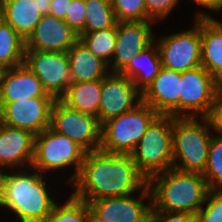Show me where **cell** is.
I'll return each mask as SVG.
<instances>
[{"label": "cell", "mask_w": 222, "mask_h": 222, "mask_svg": "<svg viewBox=\"0 0 222 222\" xmlns=\"http://www.w3.org/2000/svg\"><path fill=\"white\" fill-rule=\"evenodd\" d=\"M147 180L138 172L130 152H86L80 172L71 184L72 195L89 203L106 197L138 193Z\"/></svg>", "instance_id": "cell-1"}, {"label": "cell", "mask_w": 222, "mask_h": 222, "mask_svg": "<svg viewBox=\"0 0 222 222\" xmlns=\"http://www.w3.org/2000/svg\"><path fill=\"white\" fill-rule=\"evenodd\" d=\"M45 179L32 167L1 172L0 207L11 211L20 222H44L57 202L50 196Z\"/></svg>", "instance_id": "cell-2"}, {"label": "cell", "mask_w": 222, "mask_h": 222, "mask_svg": "<svg viewBox=\"0 0 222 222\" xmlns=\"http://www.w3.org/2000/svg\"><path fill=\"white\" fill-rule=\"evenodd\" d=\"M147 185L152 196V210L197 214L210 189L202 173L171 168L152 176Z\"/></svg>", "instance_id": "cell-3"}, {"label": "cell", "mask_w": 222, "mask_h": 222, "mask_svg": "<svg viewBox=\"0 0 222 222\" xmlns=\"http://www.w3.org/2000/svg\"><path fill=\"white\" fill-rule=\"evenodd\" d=\"M199 119L198 117H173L174 169L204 173L213 125L210 117H199Z\"/></svg>", "instance_id": "cell-4"}, {"label": "cell", "mask_w": 222, "mask_h": 222, "mask_svg": "<svg viewBox=\"0 0 222 222\" xmlns=\"http://www.w3.org/2000/svg\"><path fill=\"white\" fill-rule=\"evenodd\" d=\"M172 130L173 116L159 115L132 152L138 172L147 181L173 168Z\"/></svg>", "instance_id": "cell-5"}, {"label": "cell", "mask_w": 222, "mask_h": 222, "mask_svg": "<svg viewBox=\"0 0 222 222\" xmlns=\"http://www.w3.org/2000/svg\"><path fill=\"white\" fill-rule=\"evenodd\" d=\"M85 154L86 151L76 142L48 127L35 135L34 157L31 167L44 175L45 172L48 174V171L55 170L57 172V170L69 169L70 166H74L75 170L66 182L71 185L80 172Z\"/></svg>", "instance_id": "cell-6"}, {"label": "cell", "mask_w": 222, "mask_h": 222, "mask_svg": "<svg viewBox=\"0 0 222 222\" xmlns=\"http://www.w3.org/2000/svg\"><path fill=\"white\" fill-rule=\"evenodd\" d=\"M159 114L141 102L134 109L107 120L101 125L100 150L132 153Z\"/></svg>", "instance_id": "cell-7"}, {"label": "cell", "mask_w": 222, "mask_h": 222, "mask_svg": "<svg viewBox=\"0 0 222 222\" xmlns=\"http://www.w3.org/2000/svg\"><path fill=\"white\" fill-rule=\"evenodd\" d=\"M194 26L165 36L155 35L162 66L184 72L201 66V17H194Z\"/></svg>", "instance_id": "cell-8"}, {"label": "cell", "mask_w": 222, "mask_h": 222, "mask_svg": "<svg viewBox=\"0 0 222 222\" xmlns=\"http://www.w3.org/2000/svg\"><path fill=\"white\" fill-rule=\"evenodd\" d=\"M217 97L215 79L203 66L181 72L179 117H210Z\"/></svg>", "instance_id": "cell-9"}, {"label": "cell", "mask_w": 222, "mask_h": 222, "mask_svg": "<svg viewBox=\"0 0 222 222\" xmlns=\"http://www.w3.org/2000/svg\"><path fill=\"white\" fill-rule=\"evenodd\" d=\"M50 127L70 138L86 152L100 150L101 124L91 114L81 113L56 99L51 110Z\"/></svg>", "instance_id": "cell-10"}, {"label": "cell", "mask_w": 222, "mask_h": 222, "mask_svg": "<svg viewBox=\"0 0 222 222\" xmlns=\"http://www.w3.org/2000/svg\"><path fill=\"white\" fill-rule=\"evenodd\" d=\"M24 64L55 99H60L72 83L67 52L25 50Z\"/></svg>", "instance_id": "cell-11"}, {"label": "cell", "mask_w": 222, "mask_h": 222, "mask_svg": "<svg viewBox=\"0 0 222 222\" xmlns=\"http://www.w3.org/2000/svg\"><path fill=\"white\" fill-rule=\"evenodd\" d=\"M136 198L130 194L121 197H106L91 200L90 209L106 222H149L152 210V196L146 184ZM148 200L144 204V201Z\"/></svg>", "instance_id": "cell-12"}, {"label": "cell", "mask_w": 222, "mask_h": 222, "mask_svg": "<svg viewBox=\"0 0 222 222\" xmlns=\"http://www.w3.org/2000/svg\"><path fill=\"white\" fill-rule=\"evenodd\" d=\"M142 102V93L132 80L119 73H109L101 79L98 121L107 120L134 109Z\"/></svg>", "instance_id": "cell-13"}, {"label": "cell", "mask_w": 222, "mask_h": 222, "mask_svg": "<svg viewBox=\"0 0 222 222\" xmlns=\"http://www.w3.org/2000/svg\"><path fill=\"white\" fill-rule=\"evenodd\" d=\"M55 100L54 97H32L0 103L2 123L38 135L51 125V110Z\"/></svg>", "instance_id": "cell-14"}, {"label": "cell", "mask_w": 222, "mask_h": 222, "mask_svg": "<svg viewBox=\"0 0 222 222\" xmlns=\"http://www.w3.org/2000/svg\"><path fill=\"white\" fill-rule=\"evenodd\" d=\"M154 22L135 21L116 23V46L110 64L111 73H119L133 58L155 40L151 25Z\"/></svg>", "instance_id": "cell-15"}, {"label": "cell", "mask_w": 222, "mask_h": 222, "mask_svg": "<svg viewBox=\"0 0 222 222\" xmlns=\"http://www.w3.org/2000/svg\"><path fill=\"white\" fill-rule=\"evenodd\" d=\"M79 35L62 19L43 15L25 40V50L67 52Z\"/></svg>", "instance_id": "cell-16"}, {"label": "cell", "mask_w": 222, "mask_h": 222, "mask_svg": "<svg viewBox=\"0 0 222 222\" xmlns=\"http://www.w3.org/2000/svg\"><path fill=\"white\" fill-rule=\"evenodd\" d=\"M34 147L35 134L2 123L0 126V173L5 169H26V166L30 168L34 157Z\"/></svg>", "instance_id": "cell-17"}, {"label": "cell", "mask_w": 222, "mask_h": 222, "mask_svg": "<svg viewBox=\"0 0 222 222\" xmlns=\"http://www.w3.org/2000/svg\"><path fill=\"white\" fill-rule=\"evenodd\" d=\"M181 72L161 67L159 74L142 92V102L159 115L179 117Z\"/></svg>", "instance_id": "cell-18"}, {"label": "cell", "mask_w": 222, "mask_h": 222, "mask_svg": "<svg viewBox=\"0 0 222 222\" xmlns=\"http://www.w3.org/2000/svg\"><path fill=\"white\" fill-rule=\"evenodd\" d=\"M32 97L53 96L47 94L39 78L25 64L0 70V103Z\"/></svg>", "instance_id": "cell-19"}, {"label": "cell", "mask_w": 222, "mask_h": 222, "mask_svg": "<svg viewBox=\"0 0 222 222\" xmlns=\"http://www.w3.org/2000/svg\"><path fill=\"white\" fill-rule=\"evenodd\" d=\"M194 15L201 17V66L215 77L222 70V21L207 11Z\"/></svg>", "instance_id": "cell-20"}, {"label": "cell", "mask_w": 222, "mask_h": 222, "mask_svg": "<svg viewBox=\"0 0 222 222\" xmlns=\"http://www.w3.org/2000/svg\"><path fill=\"white\" fill-rule=\"evenodd\" d=\"M67 54L72 83L103 79L110 73L108 64L95 56L80 39Z\"/></svg>", "instance_id": "cell-21"}, {"label": "cell", "mask_w": 222, "mask_h": 222, "mask_svg": "<svg viewBox=\"0 0 222 222\" xmlns=\"http://www.w3.org/2000/svg\"><path fill=\"white\" fill-rule=\"evenodd\" d=\"M38 0H0V17L24 40L42 18Z\"/></svg>", "instance_id": "cell-22"}, {"label": "cell", "mask_w": 222, "mask_h": 222, "mask_svg": "<svg viewBox=\"0 0 222 222\" xmlns=\"http://www.w3.org/2000/svg\"><path fill=\"white\" fill-rule=\"evenodd\" d=\"M162 67L160 53L156 42L133 56L129 63L119 72L133 81L142 93L159 74Z\"/></svg>", "instance_id": "cell-23"}, {"label": "cell", "mask_w": 222, "mask_h": 222, "mask_svg": "<svg viewBox=\"0 0 222 222\" xmlns=\"http://www.w3.org/2000/svg\"><path fill=\"white\" fill-rule=\"evenodd\" d=\"M101 96V79L71 83L60 100L81 113L98 117Z\"/></svg>", "instance_id": "cell-24"}, {"label": "cell", "mask_w": 222, "mask_h": 222, "mask_svg": "<svg viewBox=\"0 0 222 222\" xmlns=\"http://www.w3.org/2000/svg\"><path fill=\"white\" fill-rule=\"evenodd\" d=\"M25 40L0 17V70L24 64Z\"/></svg>", "instance_id": "cell-25"}, {"label": "cell", "mask_w": 222, "mask_h": 222, "mask_svg": "<svg viewBox=\"0 0 222 222\" xmlns=\"http://www.w3.org/2000/svg\"><path fill=\"white\" fill-rule=\"evenodd\" d=\"M79 39L95 56L109 65L116 46V24L109 29L83 33Z\"/></svg>", "instance_id": "cell-26"}, {"label": "cell", "mask_w": 222, "mask_h": 222, "mask_svg": "<svg viewBox=\"0 0 222 222\" xmlns=\"http://www.w3.org/2000/svg\"><path fill=\"white\" fill-rule=\"evenodd\" d=\"M85 33L112 28L116 18L111 2L106 0H85Z\"/></svg>", "instance_id": "cell-27"}, {"label": "cell", "mask_w": 222, "mask_h": 222, "mask_svg": "<svg viewBox=\"0 0 222 222\" xmlns=\"http://www.w3.org/2000/svg\"><path fill=\"white\" fill-rule=\"evenodd\" d=\"M57 203L44 222H89L90 206L86 201L70 195L61 205Z\"/></svg>", "instance_id": "cell-28"}, {"label": "cell", "mask_w": 222, "mask_h": 222, "mask_svg": "<svg viewBox=\"0 0 222 222\" xmlns=\"http://www.w3.org/2000/svg\"><path fill=\"white\" fill-rule=\"evenodd\" d=\"M203 176L210 190H222V136L211 138L208 160Z\"/></svg>", "instance_id": "cell-29"}, {"label": "cell", "mask_w": 222, "mask_h": 222, "mask_svg": "<svg viewBox=\"0 0 222 222\" xmlns=\"http://www.w3.org/2000/svg\"><path fill=\"white\" fill-rule=\"evenodd\" d=\"M111 5L117 22H153L148 17L144 0H113Z\"/></svg>", "instance_id": "cell-30"}, {"label": "cell", "mask_w": 222, "mask_h": 222, "mask_svg": "<svg viewBox=\"0 0 222 222\" xmlns=\"http://www.w3.org/2000/svg\"><path fill=\"white\" fill-rule=\"evenodd\" d=\"M204 205L197 212L199 222H222V190H210Z\"/></svg>", "instance_id": "cell-31"}, {"label": "cell", "mask_w": 222, "mask_h": 222, "mask_svg": "<svg viewBox=\"0 0 222 222\" xmlns=\"http://www.w3.org/2000/svg\"><path fill=\"white\" fill-rule=\"evenodd\" d=\"M85 20V0H72L69 12L64 21L80 36L85 33Z\"/></svg>", "instance_id": "cell-32"}, {"label": "cell", "mask_w": 222, "mask_h": 222, "mask_svg": "<svg viewBox=\"0 0 222 222\" xmlns=\"http://www.w3.org/2000/svg\"><path fill=\"white\" fill-rule=\"evenodd\" d=\"M180 0H144L148 17L155 23L164 20Z\"/></svg>", "instance_id": "cell-33"}, {"label": "cell", "mask_w": 222, "mask_h": 222, "mask_svg": "<svg viewBox=\"0 0 222 222\" xmlns=\"http://www.w3.org/2000/svg\"><path fill=\"white\" fill-rule=\"evenodd\" d=\"M150 222H199L197 214L151 211Z\"/></svg>", "instance_id": "cell-34"}, {"label": "cell", "mask_w": 222, "mask_h": 222, "mask_svg": "<svg viewBox=\"0 0 222 222\" xmlns=\"http://www.w3.org/2000/svg\"><path fill=\"white\" fill-rule=\"evenodd\" d=\"M210 119L213 125V132L222 136V95L217 97Z\"/></svg>", "instance_id": "cell-35"}, {"label": "cell", "mask_w": 222, "mask_h": 222, "mask_svg": "<svg viewBox=\"0 0 222 222\" xmlns=\"http://www.w3.org/2000/svg\"><path fill=\"white\" fill-rule=\"evenodd\" d=\"M71 2L72 0H51L49 15L64 20L69 12Z\"/></svg>", "instance_id": "cell-36"}, {"label": "cell", "mask_w": 222, "mask_h": 222, "mask_svg": "<svg viewBox=\"0 0 222 222\" xmlns=\"http://www.w3.org/2000/svg\"><path fill=\"white\" fill-rule=\"evenodd\" d=\"M193 3L200 5L210 11L219 12L222 11V0H192Z\"/></svg>", "instance_id": "cell-37"}, {"label": "cell", "mask_w": 222, "mask_h": 222, "mask_svg": "<svg viewBox=\"0 0 222 222\" xmlns=\"http://www.w3.org/2000/svg\"><path fill=\"white\" fill-rule=\"evenodd\" d=\"M39 12L42 15H48L51 7V0H38Z\"/></svg>", "instance_id": "cell-38"}, {"label": "cell", "mask_w": 222, "mask_h": 222, "mask_svg": "<svg viewBox=\"0 0 222 222\" xmlns=\"http://www.w3.org/2000/svg\"><path fill=\"white\" fill-rule=\"evenodd\" d=\"M215 88L218 96L222 95V70L214 77Z\"/></svg>", "instance_id": "cell-39"}, {"label": "cell", "mask_w": 222, "mask_h": 222, "mask_svg": "<svg viewBox=\"0 0 222 222\" xmlns=\"http://www.w3.org/2000/svg\"><path fill=\"white\" fill-rule=\"evenodd\" d=\"M89 222H106L105 220L99 218L91 209L89 213Z\"/></svg>", "instance_id": "cell-40"}, {"label": "cell", "mask_w": 222, "mask_h": 222, "mask_svg": "<svg viewBox=\"0 0 222 222\" xmlns=\"http://www.w3.org/2000/svg\"><path fill=\"white\" fill-rule=\"evenodd\" d=\"M2 124V107L0 106V126Z\"/></svg>", "instance_id": "cell-41"}]
</instances>
